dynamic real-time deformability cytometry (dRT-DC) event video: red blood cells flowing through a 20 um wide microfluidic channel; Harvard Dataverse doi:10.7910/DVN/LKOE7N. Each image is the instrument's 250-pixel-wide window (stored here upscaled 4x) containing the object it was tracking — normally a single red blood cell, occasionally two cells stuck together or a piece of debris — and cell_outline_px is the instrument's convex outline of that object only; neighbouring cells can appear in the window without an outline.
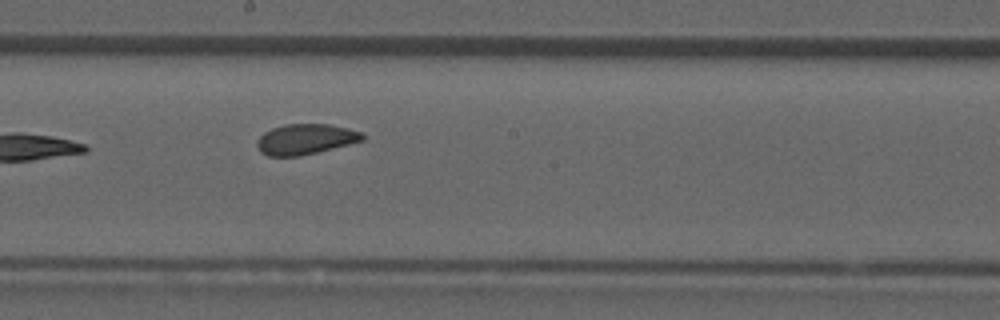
{"species": "common noctule bat (a hibernating species)", "species_latin": "Nyctalus noctula", "temperature_condition": "room temperature", "stored_images_in_passage": 8, "camera_frame_rate_fps": 3000, "um_per_image_px": 0.085, "animal": {"sex": "male", "forearm_length_mm": 52.5}, "frame": {"image": 1, "passage_image": 8, "time_ms": 2.333, "image_size_px": [1000, 320], "cell_outline_px": [[364, 140], [300, 156], [268, 156], [260, 152], [256, 144], [256, 140], [264, 132], [272, 128], [284, 124], [328, 124], [348, 128], [364, 132]], "centroid_in_image_um": [25.94, 11.82], "position_along_channel_um": 222.3, "area_um2": 18.73}}